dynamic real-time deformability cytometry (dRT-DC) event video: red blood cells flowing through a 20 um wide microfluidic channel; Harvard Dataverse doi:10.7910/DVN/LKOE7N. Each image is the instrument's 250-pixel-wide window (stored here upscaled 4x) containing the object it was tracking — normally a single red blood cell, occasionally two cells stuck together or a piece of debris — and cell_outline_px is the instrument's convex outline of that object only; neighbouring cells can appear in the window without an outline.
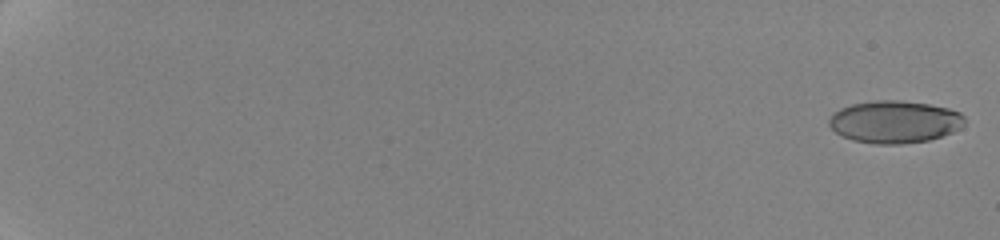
{"species": "human", "species_latin": "Homo sapiens", "temperature_condition": "cold", "stored_images_in_passage": 46, "camera_frame_rate_fps": 3000, "um_per_image_px": 0.085, "donor": {"sex": "female"}, "frame": {"image": 1, "passage_image": 1, "time_ms": 0.0, "image_size_px": [1000, 240], "cell_outline_px": [[964, 124], [960, 128], [952, 132], [928, 140], [900, 144], [876, 144], [852, 140], [836, 132], [828, 124], [828, 120], [840, 108], [852, 104], [876, 100], [900, 100], [928, 104], [948, 108], [960, 112], [964, 116]], "centroid_in_image_um": [76.05, 10.35], "position_along_channel_um": 9.0, "area_um2": 33.29}}
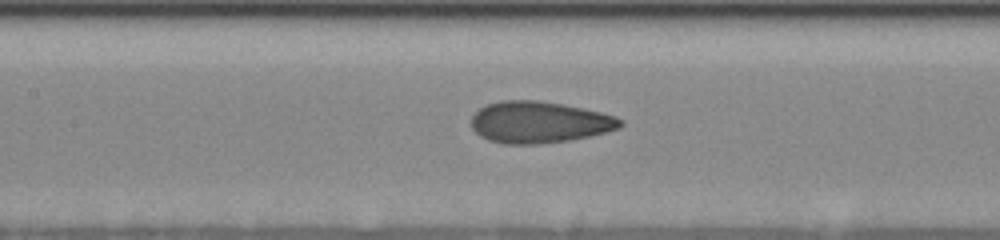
{"frame": {"image": 2, "passage_image": 25, "time_ms": 10.667, "image_size_px": [1000, 240], "cell_outline_px": [[624, 124], [620, 128], [588, 136], [568, 140], [540, 144], [504, 144], [488, 140], [480, 136], [472, 128], [472, 116], [484, 104], [500, 100], [540, 100], [564, 104], [600, 112], [616, 116], [624, 120]], "centroid_in_image_um": [45.83, 10.38], "position_along_channel_um": 161.6, "area_um2": 36.3}}
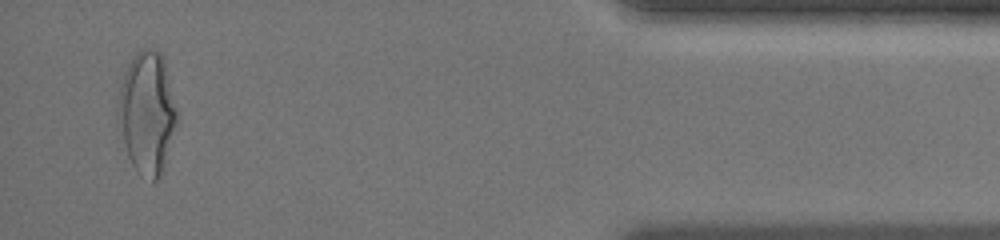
{"frame": {"image": 3, "passage_image": 44, "time_ms": 19.333, "image_size_px": [1000, 240], "cell_outline_px": [[180, 120], [160, 176], [156, 180], [152, 180], [140, 176], [136, 172], [128, 156], [116, 120], [116, 108], [120, 84], [124, 72], [132, 56], [140, 48], [152, 48], [160, 52], [164, 60], [180, 116]], "centroid_in_image_um": [12.51, 9.57], "position_along_channel_um": 422.7, "area_um2": 43.06}, "authors_computed_cell_mechanics": {"area_um2": 35.3736, "velocity_mm_per_s": 3.5648, "shape_relaxation_time_tau1_ms": 6.3814, "shape_relaxation_time_tau2_ms": 0.8756, "deformation_change_tau1": 0.1702, "deformation_change_tau2": 0.0791}}